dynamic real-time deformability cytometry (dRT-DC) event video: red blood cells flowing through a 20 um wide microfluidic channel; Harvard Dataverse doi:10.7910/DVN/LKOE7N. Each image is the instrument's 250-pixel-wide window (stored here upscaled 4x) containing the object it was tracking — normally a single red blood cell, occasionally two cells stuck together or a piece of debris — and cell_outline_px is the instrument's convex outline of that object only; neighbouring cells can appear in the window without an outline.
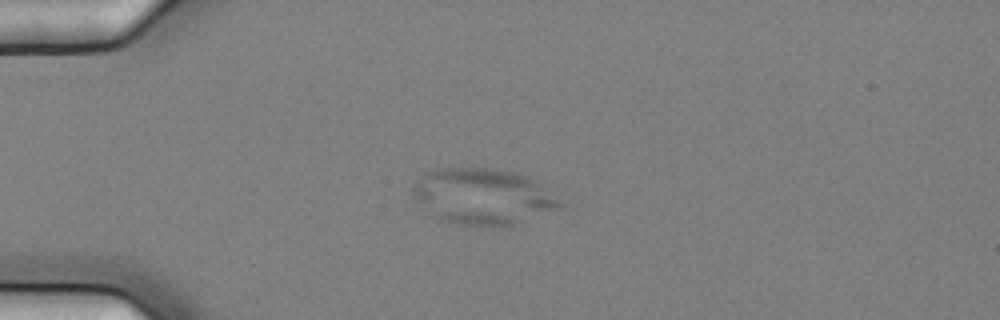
{"species": "common noctule bat (a hibernating species)", "species_latin": "Nyctalus noctula", "temperature_condition": "cold", "stored_images_in_passage": 3, "camera_frame_rate_fps": 3000, "um_per_image_px": 0.085, "animal": {"sex": "female", "body_mass_g": 25.1}, "frame": {"image": 1, "passage_image": 1, "time_ms": 0.0, "image_size_px": [1000, 320], "cell_outline_px": [[564, 204], [560, 208], [516, 224], [500, 228], [476, 228], [440, 220], [420, 208], [412, 192], [412, 188], [424, 172], [440, 168], [496, 168], [516, 172], [528, 176], [536, 180]], "centroid_in_image_um": [41.03, 16.73], "position_along_channel_um": 44.0, "area_um2": 49.01}}
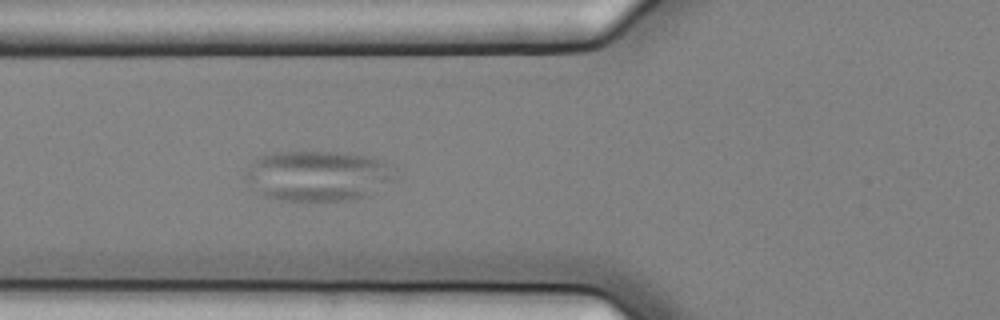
{"frame": {"image": 2, "passage_image": 3, "time_ms": 0.667, "image_size_px": [1000, 320], "cell_outline_px": [[392, 180], [364, 196], [344, 200], [284, 200], [264, 196], [256, 192], [244, 176], [244, 172], [252, 160], [260, 156], [272, 152], [336, 152], [368, 156], [380, 160], [388, 164], [392, 176]], "centroid_in_image_um": [26.89, 14.92], "position_along_channel_um": 98.9, "area_um2": 43.18}}